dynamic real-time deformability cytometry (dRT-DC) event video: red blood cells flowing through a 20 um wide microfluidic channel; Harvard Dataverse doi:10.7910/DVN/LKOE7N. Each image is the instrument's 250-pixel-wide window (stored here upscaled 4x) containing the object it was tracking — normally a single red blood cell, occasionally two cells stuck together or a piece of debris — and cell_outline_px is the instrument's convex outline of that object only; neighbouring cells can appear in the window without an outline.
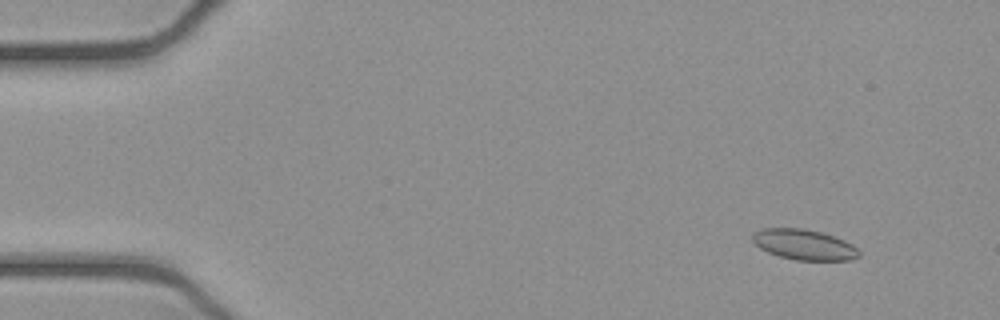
{"species": "common noctule bat (a hibernating species)", "species_latin": "Nyctalus noctula", "temperature_condition": "cold", "stored_images_in_passage": 16, "camera_frame_rate_fps": 3000, "um_per_image_px": 0.085, "animal": {"sex": "female", "body_mass_g": 21.9}, "frame": {"image": 1, "passage_image": 5, "time_ms": 1.333, "image_size_px": [1000, 320], "cell_outline_px": [[860, 256], [852, 260], [796, 260], [780, 256], [768, 252], [760, 248], [752, 240], [752, 232], [764, 228], [804, 228], [820, 232], [844, 240], [852, 244], [860, 252]], "centroid_in_image_um": [68.34, 20.79], "position_along_channel_um": 16.7, "area_um2": 18.84}}